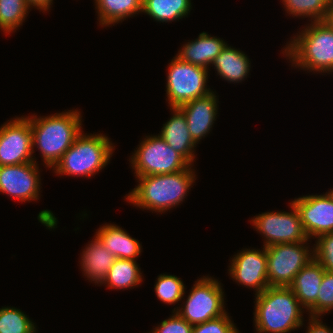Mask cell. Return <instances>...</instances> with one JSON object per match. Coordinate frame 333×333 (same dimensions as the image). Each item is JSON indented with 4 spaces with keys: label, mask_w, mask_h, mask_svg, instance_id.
<instances>
[{
    "label": "cell",
    "mask_w": 333,
    "mask_h": 333,
    "mask_svg": "<svg viewBox=\"0 0 333 333\" xmlns=\"http://www.w3.org/2000/svg\"><path fill=\"white\" fill-rule=\"evenodd\" d=\"M191 0H143L142 12L157 22H171L187 17Z\"/></svg>",
    "instance_id": "603a6c76"
},
{
    "label": "cell",
    "mask_w": 333,
    "mask_h": 333,
    "mask_svg": "<svg viewBox=\"0 0 333 333\" xmlns=\"http://www.w3.org/2000/svg\"><path fill=\"white\" fill-rule=\"evenodd\" d=\"M327 193H328V194L332 197V199H333V189L329 190Z\"/></svg>",
    "instance_id": "d590c367"
},
{
    "label": "cell",
    "mask_w": 333,
    "mask_h": 333,
    "mask_svg": "<svg viewBox=\"0 0 333 333\" xmlns=\"http://www.w3.org/2000/svg\"><path fill=\"white\" fill-rule=\"evenodd\" d=\"M130 158L136 177L172 174L190 164L159 135L145 136Z\"/></svg>",
    "instance_id": "8992f818"
},
{
    "label": "cell",
    "mask_w": 333,
    "mask_h": 333,
    "mask_svg": "<svg viewBox=\"0 0 333 333\" xmlns=\"http://www.w3.org/2000/svg\"><path fill=\"white\" fill-rule=\"evenodd\" d=\"M226 45L227 43L221 38L202 32L197 39L184 44L176 56L182 61L210 70L209 65Z\"/></svg>",
    "instance_id": "d6986e66"
},
{
    "label": "cell",
    "mask_w": 333,
    "mask_h": 333,
    "mask_svg": "<svg viewBox=\"0 0 333 333\" xmlns=\"http://www.w3.org/2000/svg\"><path fill=\"white\" fill-rule=\"evenodd\" d=\"M291 212H265L251 220L256 231L264 237V247L279 243H301L309 241L304 232L300 215L292 203Z\"/></svg>",
    "instance_id": "30bf717a"
},
{
    "label": "cell",
    "mask_w": 333,
    "mask_h": 333,
    "mask_svg": "<svg viewBox=\"0 0 333 333\" xmlns=\"http://www.w3.org/2000/svg\"><path fill=\"white\" fill-rule=\"evenodd\" d=\"M306 245L307 242L279 243L265 247L270 287L292 284L295 276L314 258L313 249Z\"/></svg>",
    "instance_id": "9c48e42d"
},
{
    "label": "cell",
    "mask_w": 333,
    "mask_h": 333,
    "mask_svg": "<svg viewBox=\"0 0 333 333\" xmlns=\"http://www.w3.org/2000/svg\"><path fill=\"white\" fill-rule=\"evenodd\" d=\"M195 176L192 165L172 174L139 176L138 185L125 199L140 209L164 213L183 202L195 183Z\"/></svg>",
    "instance_id": "7a4b0ae2"
},
{
    "label": "cell",
    "mask_w": 333,
    "mask_h": 333,
    "mask_svg": "<svg viewBox=\"0 0 333 333\" xmlns=\"http://www.w3.org/2000/svg\"><path fill=\"white\" fill-rule=\"evenodd\" d=\"M94 237L90 241L91 243L83 249L80 265L83 274L91 282L101 285L117 258L106 249L96 236Z\"/></svg>",
    "instance_id": "ac0fdd59"
},
{
    "label": "cell",
    "mask_w": 333,
    "mask_h": 333,
    "mask_svg": "<svg viewBox=\"0 0 333 333\" xmlns=\"http://www.w3.org/2000/svg\"><path fill=\"white\" fill-rule=\"evenodd\" d=\"M304 26L301 32L287 42L281 52L292 66L310 72H333V29L324 21H315Z\"/></svg>",
    "instance_id": "277c9868"
},
{
    "label": "cell",
    "mask_w": 333,
    "mask_h": 333,
    "mask_svg": "<svg viewBox=\"0 0 333 333\" xmlns=\"http://www.w3.org/2000/svg\"><path fill=\"white\" fill-rule=\"evenodd\" d=\"M83 132L52 169L57 175L90 178L110 162L115 146L108 136Z\"/></svg>",
    "instance_id": "5b68a950"
},
{
    "label": "cell",
    "mask_w": 333,
    "mask_h": 333,
    "mask_svg": "<svg viewBox=\"0 0 333 333\" xmlns=\"http://www.w3.org/2000/svg\"><path fill=\"white\" fill-rule=\"evenodd\" d=\"M170 110L172 117L163 124L158 135L193 166L196 143L188 130L186 118L178 107H170Z\"/></svg>",
    "instance_id": "2e32d148"
},
{
    "label": "cell",
    "mask_w": 333,
    "mask_h": 333,
    "mask_svg": "<svg viewBox=\"0 0 333 333\" xmlns=\"http://www.w3.org/2000/svg\"><path fill=\"white\" fill-rule=\"evenodd\" d=\"M168 66L166 96L170 107L208 95V69L182 61L174 56Z\"/></svg>",
    "instance_id": "ba28073f"
},
{
    "label": "cell",
    "mask_w": 333,
    "mask_h": 333,
    "mask_svg": "<svg viewBox=\"0 0 333 333\" xmlns=\"http://www.w3.org/2000/svg\"><path fill=\"white\" fill-rule=\"evenodd\" d=\"M30 121L34 147L38 148L46 167L53 169L82 132L80 111L68 110L49 116H26Z\"/></svg>",
    "instance_id": "6da1fadb"
},
{
    "label": "cell",
    "mask_w": 333,
    "mask_h": 333,
    "mask_svg": "<svg viewBox=\"0 0 333 333\" xmlns=\"http://www.w3.org/2000/svg\"><path fill=\"white\" fill-rule=\"evenodd\" d=\"M38 330L35 328L31 333H36Z\"/></svg>",
    "instance_id": "8d00e7d4"
},
{
    "label": "cell",
    "mask_w": 333,
    "mask_h": 333,
    "mask_svg": "<svg viewBox=\"0 0 333 333\" xmlns=\"http://www.w3.org/2000/svg\"><path fill=\"white\" fill-rule=\"evenodd\" d=\"M231 317L224 315L193 326L192 333H239Z\"/></svg>",
    "instance_id": "4dcf8cb0"
},
{
    "label": "cell",
    "mask_w": 333,
    "mask_h": 333,
    "mask_svg": "<svg viewBox=\"0 0 333 333\" xmlns=\"http://www.w3.org/2000/svg\"><path fill=\"white\" fill-rule=\"evenodd\" d=\"M250 63L245 53L227 44L211 64L220 78L230 83H239L249 75Z\"/></svg>",
    "instance_id": "44dd1931"
},
{
    "label": "cell",
    "mask_w": 333,
    "mask_h": 333,
    "mask_svg": "<svg viewBox=\"0 0 333 333\" xmlns=\"http://www.w3.org/2000/svg\"><path fill=\"white\" fill-rule=\"evenodd\" d=\"M30 8H36L39 11H48L53 4V0H25Z\"/></svg>",
    "instance_id": "836d02e7"
},
{
    "label": "cell",
    "mask_w": 333,
    "mask_h": 333,
    "mask_svg": "<svg viewBox=\"0 0 333 333\" xmlns=\"http://www.w3.org/2000/svg\"><path fill=\"white\" fill-rule=\"evenodd\" d=\"M30 10L25 0H0V30L8 34L16 31Z\"/></svg>",
    "instance_id": "484cf974"
},
{
    "label": "cell",
    "mask_w": 333,
    "mask_h": 333,
    "mask_svg": "<svg viewBox=\"0 0 333 333\" xmlns=\"http://www.w3.org/2000/svg\"><path fill=\"white\" fill-rule=\"evenodd\" d=\"M95 236L118 259L136 260L142 252L140 242L115 224L100 226Z\"/></svg>",
    "instance_id": "e0dca14e"
},
{
    "label": "cell",
    "mask_w": 333,
    "mask_h": 333,
    "mask_svg": "<svg viewBox=\"0 0 333 333\" xmlns=\"http://www.w3.org/2000/svg\"><path fill=\"white\" fill-rule=\"evenodd\" d=\"M308 321L306 333H333V329L323 324L319 316H309Z\"/></svg>",
    "instance_id": "d6a6232c"
},
{
    "label": "cell",
    "mask_w": 333,
    "mask_h": 333,
    "mask_svg": "<svg viewBox=\"0 0 333 333\" xmlns=\"http://www.w3.org/2000/svg\"><path fill=\"white\" fill-rule=\"evenodd\" d=\"M324 22L333 29V0H331L330 8Z\"/></svg>",
    "instance_id": "e575fe53"
},
{
    "label": "cell",
    "mask_w": 333,
    "mask_h": 333,
    "mask_svg": "<svg viewBox=\"0 0 333 333\" xmlns=\"http://www.w3.org/2000/svg\"><path fill=\"white\" fill-rule=\"evenodd\" d=\"M218 98L212 91L206 96L188 101L178 108L183 112L188 130L194 142L198 144L213 127L217 117Z\"/></svg>",
    "instance_id": "9a60e30c"
},
{
    "label": "cell",
    "mask_w": 333,
    "mask_h": 333,
    "mask_svg": "<svg viewBox=\"0 0 333 333\" xmlns=\"http://www.w3.org/2000/svg\"><path fill=\"white\" fill-rule=\"evenodd\" d=\"M99 24L102 27L114 26L134 14L142 13L143 0H94Z\"/></svg>",
    "instance_id": "7402d4cb"
},
{
    "label": "cell",
    "mask_w": 333,
    "mask_h": 333,
    "mask_svg": "<svg viewBox=\"0 0 333 333\" xmlns=\"http://www.w3.org/2000/svg\"><path fill=\"white\" fill-rule=\"evenodd\" d=\"M292 203L299 212L308 239L333 232V199L327 192L294 198Z\"/></svg>",
    "instance_id": "4fadbf2b"
},
{
    "label": "cell",
    "mask_w": 333,
    "mask_h": 333,
    "mask_svg": "<svg viewBox=\"0 0 333 333\" xmlns=\"http://www.w3.org/2000/svg\"><path fill=\"white\" fill-rule=\"evenodd\" d=\"M220 281L203 276L193 284L183 307L174 308L192 326L218 318L226 313L224 291Z\"/></svg>",
    "instance_id": "52a82bcc"
},
{
    "label": "cell",
    "mask_w": 333,
    "mask_h": 333,
    "mask_svg": "<svg viewBox=\"0 0 333 333\" xmlns=\"http://www.w3.org/2000/svg\"><path fill=\"white\" fill-rule=\"evenodd\" d=\"M172 313V316L163 320L151 333H192L193 326L176 312Z\"/></svg>",
    "instance_id": "1f68e13d"
},
{
    "label": "cell",
    "mask_w": 333,
    "mask_h": 333,
    "mask_svg": "<svg viewBox=\"0 0 333 333\" xmlns=\"http://www.w3.org/2000/svg\"><path fill=\"white\" fill-rule=\"evenodd\" d=\"M325 269L313 258L295 276L289 288L307 311L316 301Z\"/></svg>",
    "instance_id": "ffe728a7"
},
{
    "label": "cell",
    "mask_w": 333,
    "mask_h": 333,
    "mask_svg": "<svg viewBox=\"0 0 333 333\" xmlns=\"http://www.w3.org/2000/svg\"><path fill=\"white\" fill-rule=\"evenodd\" d=\"M32 154L33 133L30 121L25 116L16 117L1 125L0 166L36 162Z\"/></svg>",
    "instance_id": "8fae6325"
},
{
    "label": "cell",
    "mask_w": 333,
    "mask_h": 333,
    "mask_svg": "<svg viewBox=\"0 0 333 333\" xmlns=\"http://www.w3.org/2000/svg\"><path fill=\"white\" fill-rule=\"evenodd\" d=\"M313 248L314 258L328 272H333V232L316 238Z\"/></svg>",
    "instance_id": "f546056e"
},
{
    "label": "cell",
    "mask_w": 333,
    "mask_h": 333,
    "mask_svg": "<svg viewBox=\"0 0 333 333\" xmlns=\"http://www.w3.org/2000/svg\"><path fill=\"white\" fill-rule=\"evenodd\" d=\"M38 165L33 161L0 166V192L21 202L38 200L41 192Z\"/></svg>",
    "instance_id": "7c38bea8"
},
{
    "label": "cell",
    "mask_w": 333,
    "mask_h": 333,
    "mask_svg": "<svg viewBox=\"0 0 333 333\" xmlns=\"http://www.w3.org/2000/svg\"><path fill=\"white\" fill-rule=\"evenodd\" d=\"M263 250L244 249L233 256L229 264L232 280L256 290L255 295L262 293L269 286L267 278V254Z\"/></svg>",
    "instance_id": "5bb4252c"
},
{
    "label": "cell",
    "mask_w": 333,
    "mask_h": 333,
    "mask_svg": "<svg viewBox=\"0 0 333 333\" xmlns=\"http://www.w3.org/2000/svg\"><path fill=\"white\" fill-rule=\"evenodd\" d=\"M141 274V268L136 260L117 258L101 285L104 284L110 289L128 290L138 286L143 281Z\"/></svg>",
    "instance_id": "cb8c5ba5"
},
{
    "label": "cell",
    "mask_w": 333,
    "mask_h": 333,
    "mask_svg": "<svg viewBox=\"0 0 333 333\" xmlns=\"http://www.w3.org/2000/svg\"><path fill=\"white\" fill-rule=\"evenodd\" d=\"M255 302L253 323L258 333H290L304 325L305 308L289 287H267Z\"/></svg>",
    "instance_id": "3957f363"
},
{
    "label": "cell",
    "mask_w": 333,
    "mask_h": 333,
    "mask_svg": "<svg viewBox=\"0 0 333 333\" xmlns=\"http://www.w3.org/2000/svg\"><path fill=\"white\" fill-rule=\"evenodd\" d=\"M286 13L293 17L311 18L310 22L324 21L331 0H282Z\"/></svg>",
    "instance_id": "d4e9b609"
},
{
    "label": "cell",
    "mask_w": 333,
    "mask_h": 333,
    "mask_svg": "<svg viewBox=\"0 0 333 333\" xmlns=\"http://www.w3.org/2000/svg\"><path fill=\"white\" fill-rule=\"evenodd\" d=\"M35 323L15 307L0 308V333H31Z\"/></svg>",
    "instance_id": "4316f807"
},
{
    "label": "cell",
    "mask_w": 333,
    "mask_h": 333,
    "mask_svg": "<svg viewBox=\"0 0 333 333\" xmlns=\"http://www.w3.org/2000/svg\"><path fill=\"white\" fill-rule=\"evenodd\" d=\"M155 293L165 304H175L184 299L185 284L175 275L160 274L155 283Z\"/></svg>",
    "instance_id": "83f0119b"
},
{
    "label": "cell",
    "mask_w": 333,
    "mask_h": 333,
    "mask_svg": "<svg viewBox=\"0 0 333 333\" xmlns=\"http://www.w3.org/2000/svg\"><path fill=\"white\" fill-rule=\"evenodd\" d=\"M333 310V272L325 270L317 301L306 311L309 316H322Z\"/></svg>",
    "instance_id": "f1b7e54d"
}]
</instances>
